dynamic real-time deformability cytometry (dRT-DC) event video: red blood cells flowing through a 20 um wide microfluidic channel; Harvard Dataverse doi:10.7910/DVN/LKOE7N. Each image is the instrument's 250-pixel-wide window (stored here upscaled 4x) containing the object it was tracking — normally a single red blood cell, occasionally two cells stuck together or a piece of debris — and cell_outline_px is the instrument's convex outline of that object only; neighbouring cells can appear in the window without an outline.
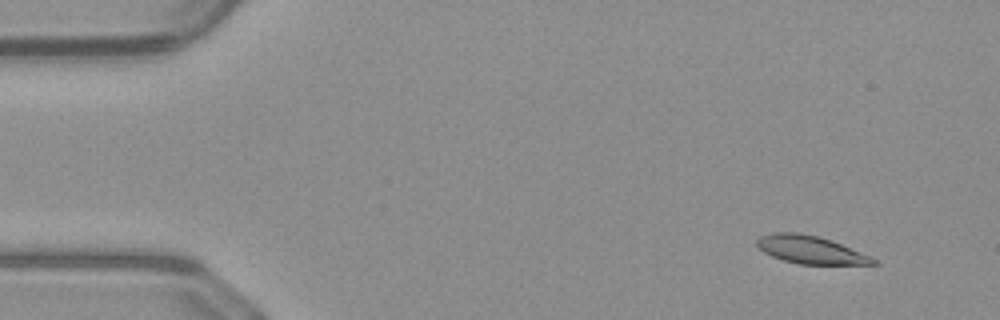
{"species": "common noctule bat (a hibernating species)", "species_latin": "Nyctalus noctula", "temperature_condition": "warm", "stored_images_in_passage": 52, "camera_frame_rate_fps": 3000, "um_per_image_px": 0.085, "animal": {"sex": "male", "body_mass_g": 23.1, "forearm_length_mm": 52.7}, "frame": {"image": 1, "passage_image": 5, "time_ms": 1.333, "image_size_px": [1000, 320], "cell_outline_px": [[880, 264], [800, 264], [784, 260], [772, 256], [764, 252], [756, 244], [756, 240], [760, 236], [776, 232], [796, 232], [816, 236], [832, 240], [872, 256]], "centroid_in_image_um": [68.92, 21.23], "position_along_channel_um": 16.1, "area_um2": 18.79}}
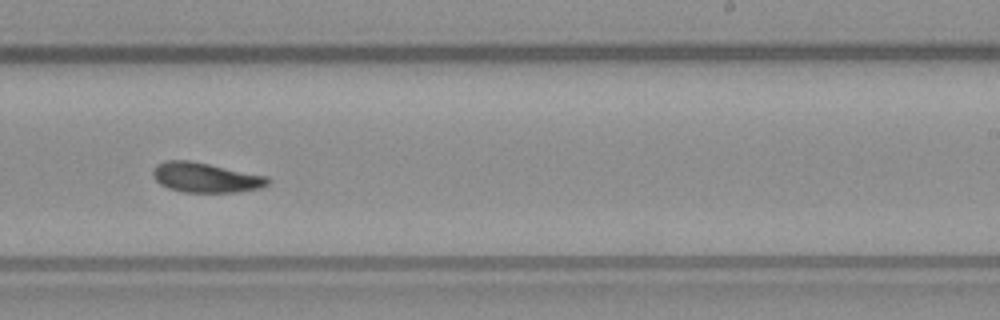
{"frame": {"image": 2, "passage_image": 32, "time_ms": 10.333, "image_size_px": [1000, 320], "cell_outline_px": [[272, 180], [268, 184], [260, 188], [236, 192], [184, 192], [168, 188], [160, 184], [152, 176], [152, 172], [156, 164], [168, 160], [188, 160], [268, 176]], "centroid_in_image_um": [17.48, 15.09], "position_along_channel_um": 271.5, "area_um2": 19.94}}
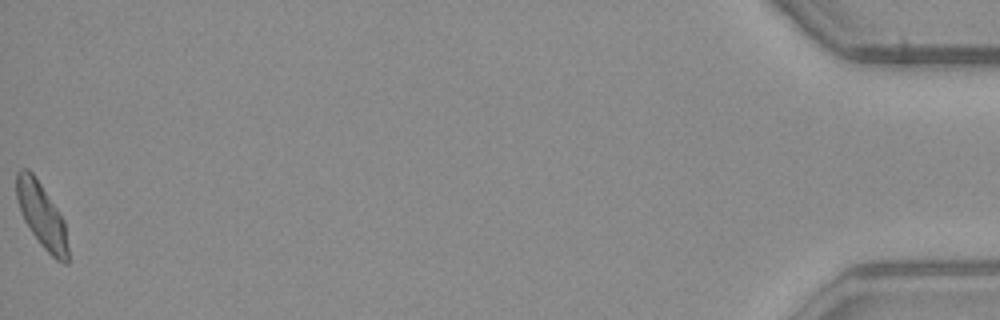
{"frame": {"image": 3, "passage_image": 52, "time_ms": 17.0, "image_size_px": [1000, 320], "cell_outline_px": [[68, 264], [64, 264], [56, 260], [40, 244], [24, 220], [16, 196], [16, 172], [20, 168], [28, 168], [36, 176], [64, 220], [68, 248]], "centroid_in_image_um": [3.54, 18.29], "position_along_channel_um": 431.7, "area_um2": 19.36}, "authors_computed_cell_mechanics": {"area_um2": 19.6809, "velocity_mm_per_s": 4.0228, "shape_relaxation_time_tau1_ms": 5.0588, "shape_relaxation_time_tau2_ms": 10.1334, "deformation_change_tau1": 0.1614, "deformation_change_tau2": 0.1967}}